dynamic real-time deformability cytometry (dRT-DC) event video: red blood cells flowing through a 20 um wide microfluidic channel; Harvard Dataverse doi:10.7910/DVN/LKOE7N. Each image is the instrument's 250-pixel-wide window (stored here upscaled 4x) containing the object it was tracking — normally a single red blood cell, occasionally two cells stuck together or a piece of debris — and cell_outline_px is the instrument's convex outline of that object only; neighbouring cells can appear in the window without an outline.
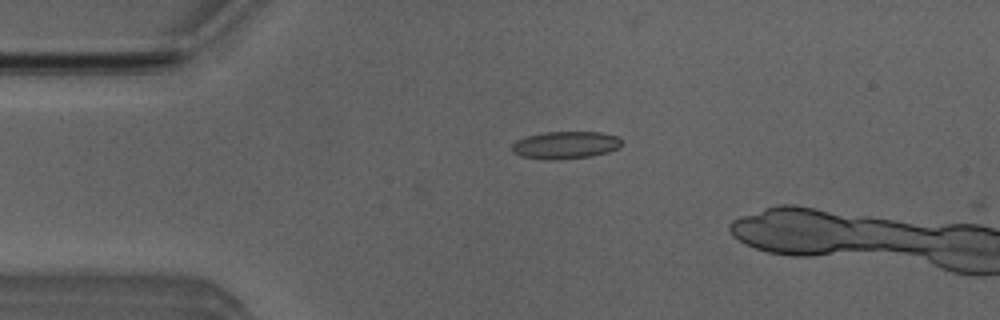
{"species": "Egyptian fruit bat (a non-hibernating species)", "species_latin": "Rousettus aegyptiacus", "temperature_condition": "room temperature", "stored_images_in_passage": 13, "camera_frame_rate_fps": 3000, "um_per_image_px": 0.085, "animal": {"sex": "male"}, "frame": {"image": 1, "passage_image": 11, "time_ms": 3.333, "image_size_px": [1000, 320], "cell_outline_px": [[624, 144], [620, 148], [608, 152], [592, 156], [556, 160], [548, 160], [520, 156], [512, 152], [512, 144], [516, 140], [528, 136], [544, 132], [600, 132], [616, 136]], "centroid_in_image_um": [48.07, 12.34], "position_along_channel_um": 36.9, "area_um2": 17.69}}